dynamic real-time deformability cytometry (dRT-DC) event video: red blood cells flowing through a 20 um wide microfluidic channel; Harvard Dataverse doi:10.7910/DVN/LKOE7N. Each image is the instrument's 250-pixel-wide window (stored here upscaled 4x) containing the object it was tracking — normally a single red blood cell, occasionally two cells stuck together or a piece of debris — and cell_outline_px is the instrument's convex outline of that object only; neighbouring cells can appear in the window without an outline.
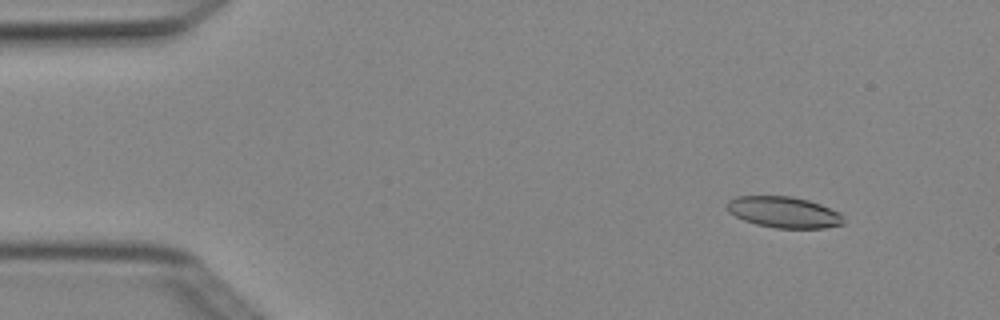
{"species": "Egyptian fruit bat (a non-hibernating species)", "species_latin": "Rousettus aegyptiacus", "temperature_condition": "cold", "stored_images_in_passage": 3, "camera_frame_rate_fps": 3000, "um_per_image_px": 0.085, "animal": {"sex": "female"}, "frame": {"image": 1, "passage_image": 1, "time_ms": 0.0, "image_size_px": [1000, 320], "cell_outline_px": [[844, 224], [824, 228], [776, 228], [756, 224], [744, 220], [728, 212], [724, 208], [724, 204], [728, 200], [736, 196], [792, 196], [808, 200], [820, 204], [840, 212]], "centroid_in_image_um": [66.58, 18.03], "position_along_channel_um": 18.4, "area_um2": 21.33}}